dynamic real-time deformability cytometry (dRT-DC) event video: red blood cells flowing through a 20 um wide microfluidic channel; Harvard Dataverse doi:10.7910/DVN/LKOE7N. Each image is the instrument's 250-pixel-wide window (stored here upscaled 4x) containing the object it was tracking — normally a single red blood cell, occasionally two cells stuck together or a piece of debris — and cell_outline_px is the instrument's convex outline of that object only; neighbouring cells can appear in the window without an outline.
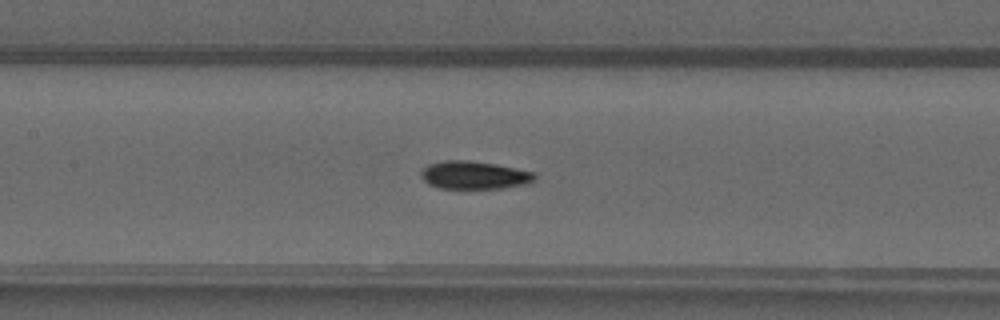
{"species": "common noctule bat (a hibernating species)", "species_latin": "Nyctalus noctula", "temperature_condition": "warm", "stored_images_in_passage": 50, "camera_frame_rate_fps": 3000, "um_per_image_px": 0.085, "animal": {"sex": "male", "forearm_length_mm": 52.5}, "frame": {"image": 1, "passage_image": 23, "time_ms": 7.333, "image_size_px": [1000, 320], "cell_outline_px": [[536, 180], [524, 184], [500, 188], [440, 188], [428, 184], [420, 176], [420, 172], [428, 164], [444, 160], [468, 160], [516, 168], [532, 172], [536, 176]], "centroid_in_image_um": [40.26, 14.88], "position_along_channel_um": 167.1, "area_um2": 18.32}}
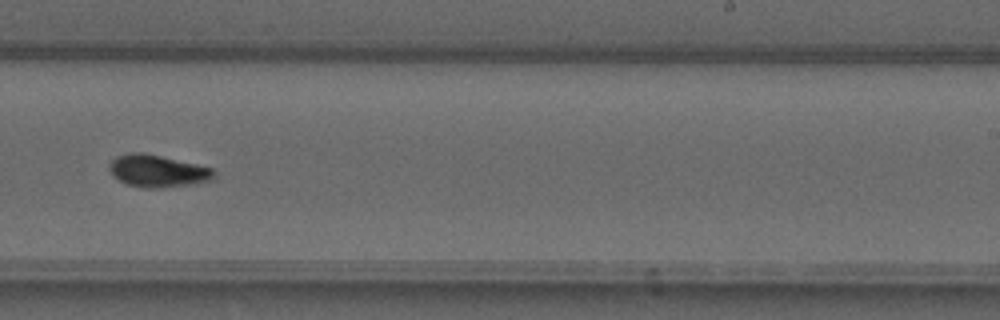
{"frame": {"image": 2, "passage_image": 31, "time_ms": 10.0, "image_size_px": [1000, 320], "cell_outline_px": [[216, 172], [212, 180], [192, 184], [152, 188], [148, 188], [128, 184], [112, 176], [108, 168], [108, 164], [116, 156], [128, 152], [144, 152], [196, 164], [212, 168]], "centroid_in_image_um": [13.36, 14.51], "position_along_channel_um": 275.6, "area_um2": 19.59}}
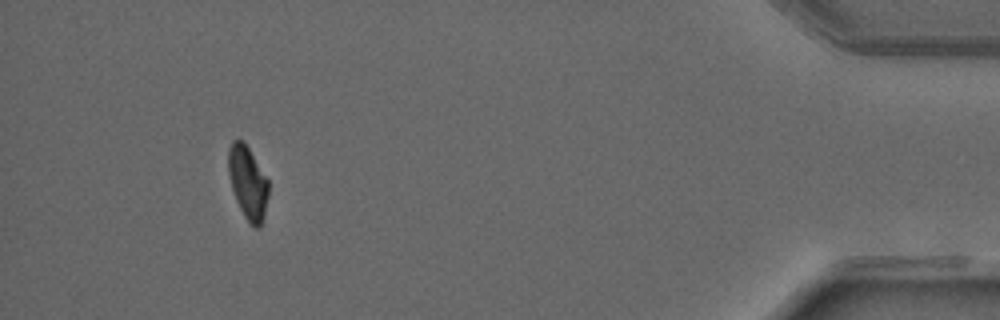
{"frame": {"image": 3, "passage_image": 46, "time_ms": 15.0, "image_size_px": [1000, 320], "cell_outline_px": [[268, 196], [264, 216], [260, 228], [256, 228], [244, 216], [236, 200], [232, 188], [228, 172], [228, 148], [232, 140], [244, 140], [268, 180]], "centroid_in_image_um": [21.06, 15.49], "position_along_channel_um": 414.1, "area_um2": 16.99}, "authors_computed_cell_mechanics": {"area_um2": 17.6001, "velocity_mm_per_s": 4.0911, "shape_relaxation_time_tau1_ms": 8.7354, "shape_relaxation_time_tau2_ms": 1.4265, "deformation_change_tau1": 0.2398, "deformation_change_tau2": 0.0496}}